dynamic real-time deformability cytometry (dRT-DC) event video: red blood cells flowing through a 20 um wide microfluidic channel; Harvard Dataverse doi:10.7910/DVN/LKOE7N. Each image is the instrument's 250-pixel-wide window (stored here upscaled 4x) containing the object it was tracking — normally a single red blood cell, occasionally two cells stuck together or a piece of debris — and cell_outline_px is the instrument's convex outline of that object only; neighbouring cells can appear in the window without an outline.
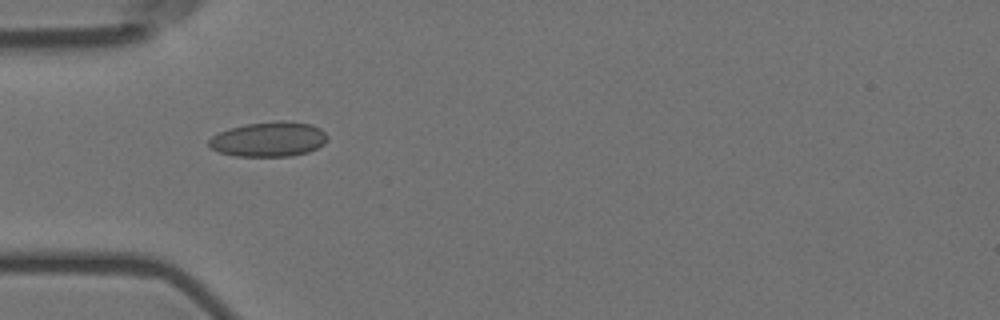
{"species": "Egyptian fruit bat (a non-hibernating species)", "species_latin": "Rousettus aegyptiacus", "temperature_condition": "room temperature", "stored_images_in_passage": 5, "camera_frame_rate_fps": 3000, "um_per_image_px": 0.085, "animal": {"sex": "female"}, "frame": {"image": 1, "passage_image": 4, "time_ms": 1.0, "image_size_px": [1000, 320], "cell_outline_px": [[328, 140], [324, 144], [308, 152], [292, 156], [236, 156], [220, 152], [212, 148], [208, 144], [208, 140], [212, 136], [228, 128], [248, 124], [280, 120], [284, 120], [312, 124], [320, 128], [328, 136]], "centroid_in_image_um": [22.88, 11.83], "position_along_channel_um": 62.1, "area_um2": 24.1}}
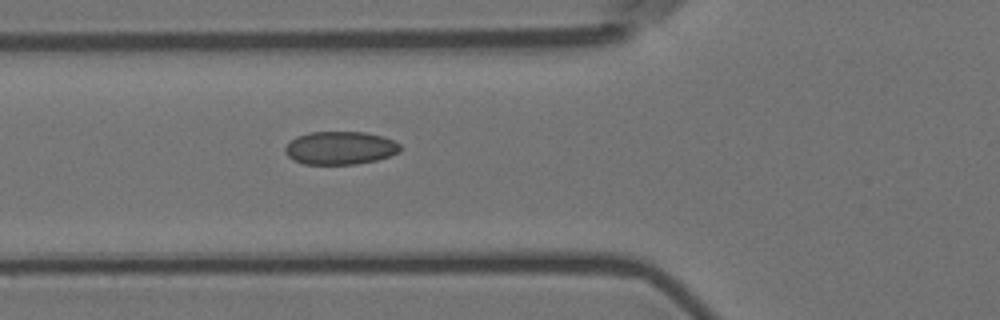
{"frame": {"image": 2, "passage_image": 5, "time_ms": 1.333, "image_size_px": [1000, 320], "cell_outline_px": [[400, 152], [376, 160], [356, 164], [304, 164], [292, 160], [284, 152], [284, 148], [296, 136], [308, 132], [364, 132], [384, 136], [400, 144]], "centroid_in_image_um": [28.9, 12.57], "position_along_channel_um": 96.9, "area_um2": 22.25}}